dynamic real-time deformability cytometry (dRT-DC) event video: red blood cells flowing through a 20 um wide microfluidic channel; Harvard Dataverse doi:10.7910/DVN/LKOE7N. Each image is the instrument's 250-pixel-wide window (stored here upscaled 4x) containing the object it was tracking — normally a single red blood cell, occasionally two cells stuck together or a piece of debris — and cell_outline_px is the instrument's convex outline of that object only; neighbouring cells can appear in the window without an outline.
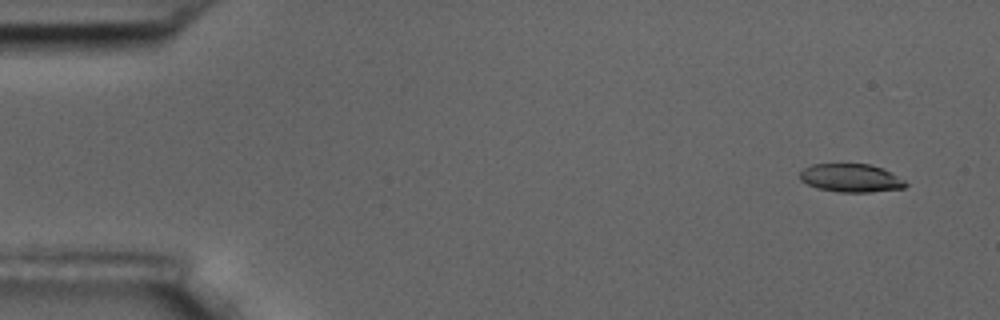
{"species": "common noctule bat (a hibernating species)", "species_latin": "Nyctalus noctula", "temperature_condition": "room temperature", "stored_images_in_passage": 4, "camera_frame_rate_fps": 3000, "um_per_image_px": 0.085, "animal": {"sex": "male", "body_mass_g": 17.5, "forearm_length_mm": 52.3}, "frame": {"image": 1, "passage_image": 4, "time_ms": 4.333, "image_size_px": [1000, 320], "cell_outline_px": [[908, 184], [904, 188], [868, 192], [836, 192], [816, 188], [800, 180], [800, 172], [804, 168], [812, 164], [872, 164], [884, 168], [904, 180]], "centroid_in_image_um": [72.33, 15.13], "position_along_channel_um": 12.7, "area_um2": 17.51}}